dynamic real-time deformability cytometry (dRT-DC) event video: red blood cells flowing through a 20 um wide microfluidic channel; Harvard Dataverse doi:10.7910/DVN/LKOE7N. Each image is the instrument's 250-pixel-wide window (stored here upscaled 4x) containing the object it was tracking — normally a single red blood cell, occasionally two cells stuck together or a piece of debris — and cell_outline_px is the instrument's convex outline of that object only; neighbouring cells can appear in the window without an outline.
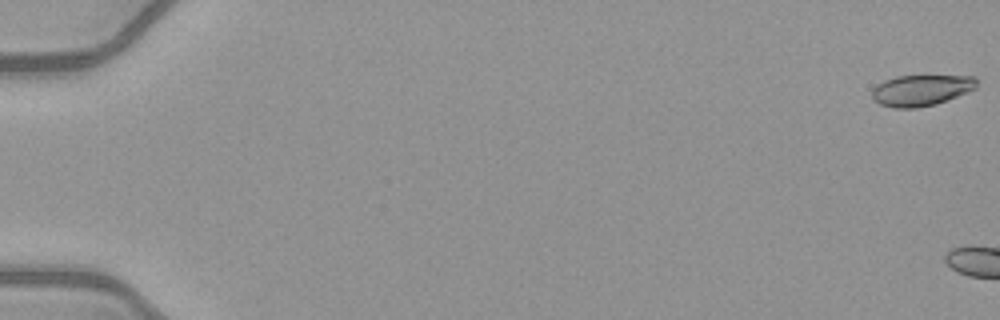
{"species": "common noctule bat (a hibernating species)", "species_latin": "Nyctalus noctula", "temperature_condition": "warm", "stored_images_in_passage": 5, "camera_frame_rate_fps": 3000, "um_per_image_px": 0.085, "animal": {"sex": "female", "body_mass_g": 21.9}, "frame": {"image": 1, "passage_image": 1, "time_ms": 0.0, "image_size_px": [1000, 320], "cell_outline_px": [[976, 88], [968, 92], [948, 100], [936, 104], [916, 108], [892, 108], [880, 104], [872, 96], [872, 88], [876, 84], [884, 80], [896, 76], [976, 76]], "centroid_in_image_um": [78.29, 7.67], "position_along_channel_um": 6.7, "area_um2": 19.02}}